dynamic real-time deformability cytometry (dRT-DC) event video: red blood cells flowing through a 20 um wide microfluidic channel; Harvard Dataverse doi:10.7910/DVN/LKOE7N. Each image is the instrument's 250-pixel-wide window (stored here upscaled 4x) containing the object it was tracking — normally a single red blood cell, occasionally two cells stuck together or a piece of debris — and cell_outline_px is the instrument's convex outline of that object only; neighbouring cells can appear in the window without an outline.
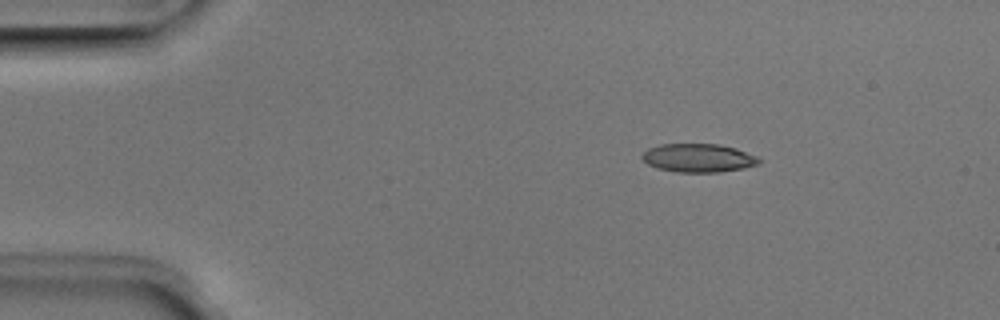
{"species": "Egyptian fruit bat (a non-hibernating species)", "species_latin": "Rousettus aegyptiacus", "temperature_condition": "room temperature", "stored_images_in_passage": 6, "camera_frame_rate_fps": 3000, "um_per_image_px": 0.085, "animal": {"sex": "male"}, "frame": {"image": 1, "passage_image": 2, "time_ms": 0.333, "image_size_px": [1000, 320], "cell_outline_px": [[760, 160], [756, 164], [744, 168], [720, 172], [676, 172], [656, 168], [648, 164], [640, 156], [648, 148], [660, 144], [720, 144], [736, 148], [756, 156]], "centroid_in_image_um": [59.32, 13.42], "position_along_channel_um": 25.7, "area_um2": 19.36}}
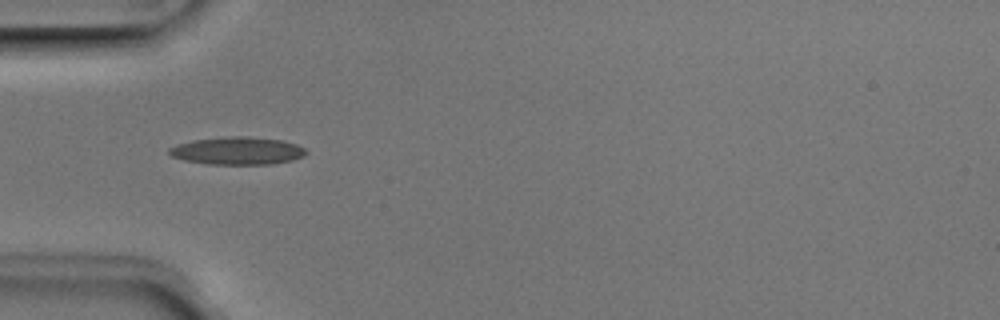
{"frame": {"image": 2, "passage_image": 4, "time_ms": 1.0, "image_size_px": [1000, 320], "cell_outline_px": [[308, 152], [304, 156], [292, 160], [272, 164], [208, 164], [184, 160], [172, 156], [168, 152], [168, 148], [176, 144], [192, 140], [228, 136], [244, 136], [280, 140], [296, 144], [304, 148]], "centroid_in_image_um": [20.16, 12.81], "position_along_channel_um": 64.8, "area_um2": 22.08}}
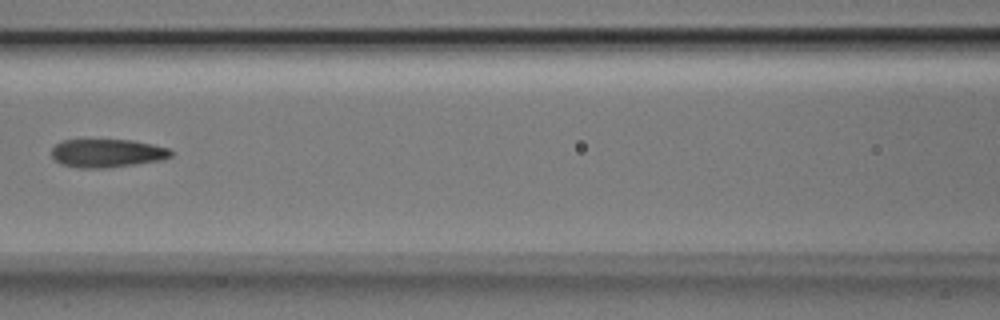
{"frame": {"image": 3, "passage_image": 6, "time_ms": 1.667, "image_size_px": [1000, 320], "cell_outline_px": [[172, 156], [164, 160], [108, 168], [80, 168], [60, 164], [52, 156], [52, 148], [56, 144], [64, 140], [84, 136], [132, 140], [152, 144], [168, 148], [172, 152]], "centroid_in_image_um": [9.07, 12.97], "position_along_channel_um": 157.5, "area_um2": 20.75}}